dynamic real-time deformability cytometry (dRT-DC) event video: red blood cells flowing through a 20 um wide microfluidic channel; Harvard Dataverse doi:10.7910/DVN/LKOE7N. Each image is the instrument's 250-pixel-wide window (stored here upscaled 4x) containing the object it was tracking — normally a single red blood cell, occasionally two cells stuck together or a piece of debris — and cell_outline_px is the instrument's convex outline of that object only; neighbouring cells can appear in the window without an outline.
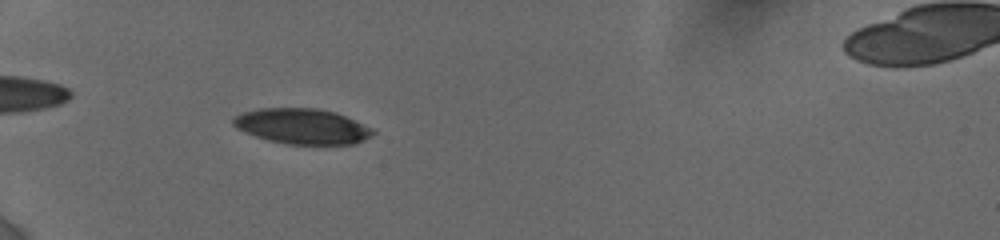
{"species": "human", "species_latin": "Homo sapiens", "temperature_condition": "cold", "stored_images_in_passage": 70, "camera_frame_rate_fps": 3000, "um_per_image_px": 0.085, "donor": {"sex": "female"}, "frame": {"image": 1, "passage_image": 32, "time_ms": 7.0, "image_size_px": [1000, 240], "cell_outline_px": [[376, 132], [372, 136], [356, 144], [288, 144], [268, 140], [244, 132], [236, 128], [232, 124], [232, 116], [244, 112], [260, 108], [316, 108], [336, 112], [372, 128]], "centroid_in_image_um": [25.67, 10.73], "position_along_channel_um": 59.3, "area_um2": 28.9}}
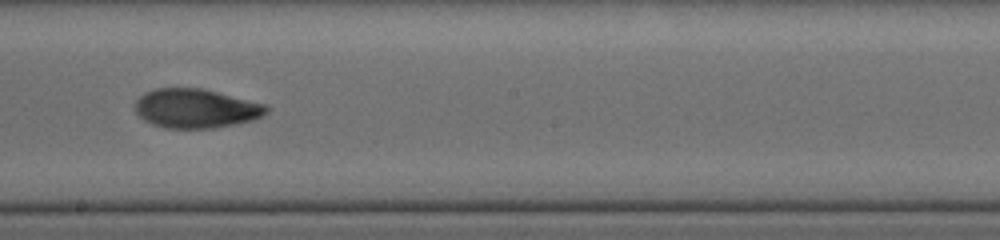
{"frame": {"image": 2, "passage_image": 51, "time_ms": 12.0, "image_size_px": [1000, 240], "cell_outline_px": [[268, 112], [264, 116], [252, 120], [212, 128], [164, 128], [152, 124], [144, 120], [136, 112], [136, 100], [144, 92], [156, 88], [200, 88], [268, 104]], "centroid_in_image_um": [16.66, 9.21], "position_along_channel_um": 231.5, "area_um2": 29.94}}
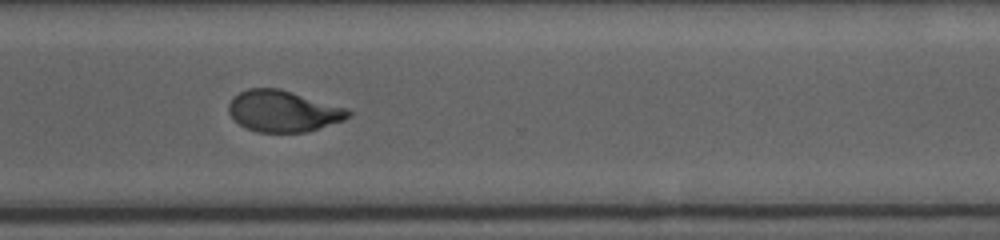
{"frame": {"image": 3, "passage_image": 69, "time_ms": 15.0, "image_size_px": [1000, 240], "cell_outline_px": [[352, 112], [344, 120], [304, 132], [256, 132], [240, 124], [228, 112], [228, 104], [232, 96], [248, 88], [280, 88], [348, 108]], "centroid_in_image_um": [24.05, 9.43], "position_along_channel_um": 346.5, "area_um2": 28.73}}